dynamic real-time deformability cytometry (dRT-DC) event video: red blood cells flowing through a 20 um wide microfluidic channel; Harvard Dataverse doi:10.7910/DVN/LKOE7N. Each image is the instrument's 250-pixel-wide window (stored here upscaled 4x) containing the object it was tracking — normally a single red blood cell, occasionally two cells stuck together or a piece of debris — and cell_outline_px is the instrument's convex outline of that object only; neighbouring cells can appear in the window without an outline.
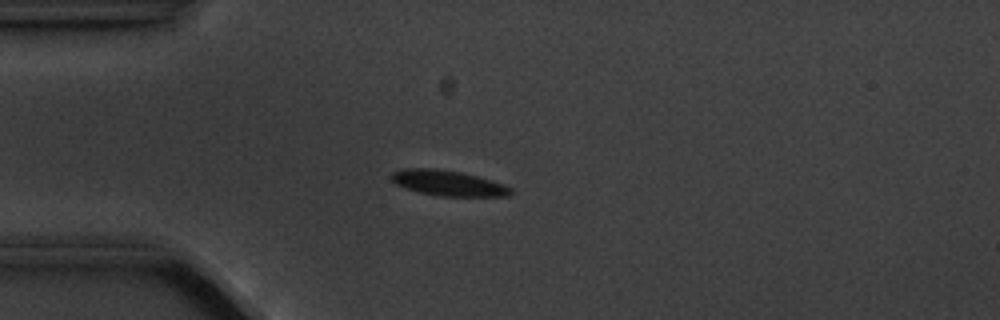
{"species": "common noctule bat (a hibernating species)", "species_latin": "Nyctalus noctula", "temperature_condition": "cold", "stored_images_in_passage": 5, "camera_frame_rate_fps": 3000, "um_per_image_px": 0.085, "animal": {"sex": "male", "body_mass_g": 20.1, "forearm_length_mm": 53.5}, "frame": {"image": 1, "passage_image": 4, "time_ms": 3.667, "image_size_px": [1000, 320], "cell_outline_px": [[512, 192], [508, 196], [440, 196], [420, 192], [396, 184], [392, 180], [392, 172], [404, 168], [436, 168], [460, 172], [476, 176], [504, 184], [512, 188]], "centroid_in_image_um": [38.1, 15.56], "position_along_channel_um": 46.9, "area_um2": 17.46}}